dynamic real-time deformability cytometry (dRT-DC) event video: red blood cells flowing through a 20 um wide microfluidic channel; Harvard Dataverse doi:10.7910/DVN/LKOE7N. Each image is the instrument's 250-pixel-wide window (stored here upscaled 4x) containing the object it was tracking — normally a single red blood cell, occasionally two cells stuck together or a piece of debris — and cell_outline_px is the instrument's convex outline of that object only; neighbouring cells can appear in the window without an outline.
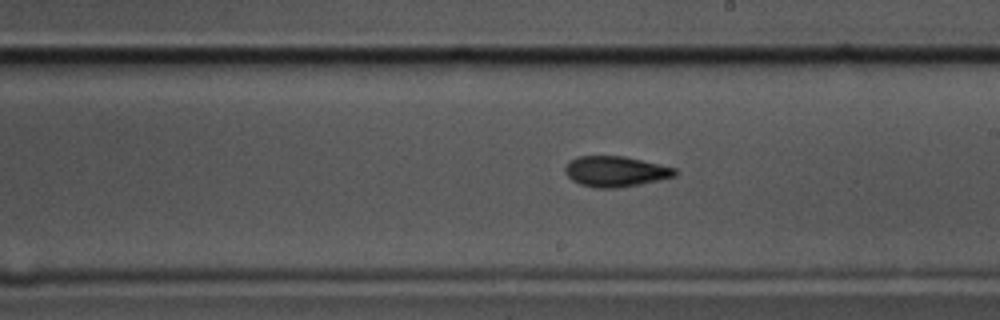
{"species": "common noctule bat (a hibernating species)", "species_latin": "Nyctalus noctula", "temperature_condition": "cold", "stored_images_in_passage": 45, "camera_frame_rate_fps": 3000, "um_per_image_px": 0.085, "animal": {"sex": "male", "body_mass_g": 17.5, "forearm_length_mm": 52.3}, "frame": {"image": 1, "passage_image": 19, "time_ms": 6.0, "image_size_px": [1000, 320], "cell_outline_px": [[676, 176], [640, 184], [616, 188], [596, 188], [580, 184], [572, 180], [564, 172], [564, 168], [568, 160], [576, 156], [624, 156], [676, 168]], "centroid_in_image_um": [52.27, 14.57], "position_along_channel_um": 236.7, "area_um2": 19.59}}
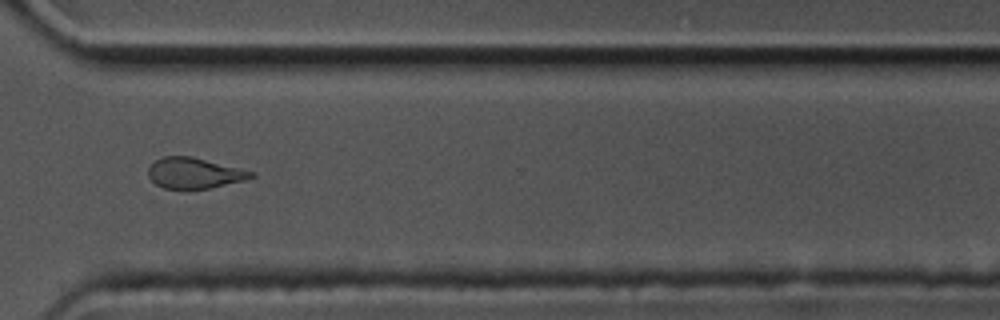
{"frame": {"image": 2, "passage_image": 29, "time_ms": 9.333, "image_size_px": [1000, 320], "cell_outline_px": [[256, 176], [248, 180], [208, 188], [164, 188], [156, 184], [148, 176], [148, 168], [156, 160], [164, 156], [192, 156], [256, 172]], "centroid_in_image_um": [16.57, 14.7], "position_along_channel_um": 354.0, "area_um2": 18.38}}
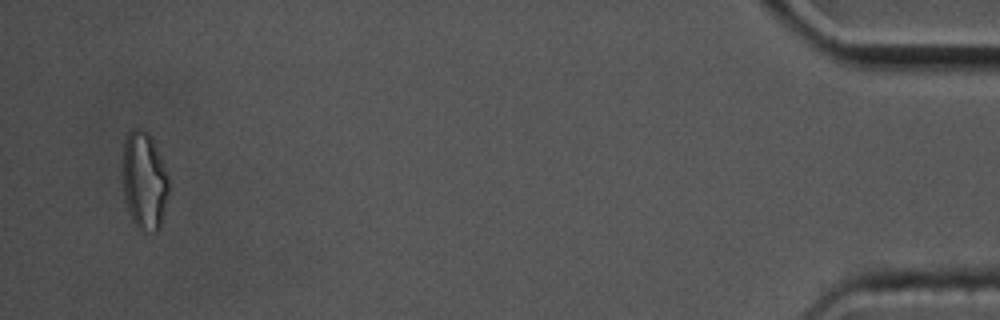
{"frame": {"image": 3, "passage_image": 42, "time_ms": 13.667, "image_size_px": [1000, 320], "cell_outline_px": [[168, 196], [160, 228], [156, 232], [140, 232], [136, 228], [128, 208], [124, 196], [124, 140], [128, 132], [132, 128], [136, 128], [148, 132], [152, 140], [168, 176]], "centroid_in_image_um": [12.27, 15.42], "position_along_channel_um": 422.9, "area_um2": 25.95}, "authors_computed_cell_mechanics": {"area_um2": 19.7098, "velocity_mm_per_s": 3.5147, "shape_relaxation_time_tau1_ms": 3.5238, "shape_relaxation_time_tau2_ms": 4.92, "deformation_change_tau1": 0.1384, "deformation_change_tau2": 0.1321}}